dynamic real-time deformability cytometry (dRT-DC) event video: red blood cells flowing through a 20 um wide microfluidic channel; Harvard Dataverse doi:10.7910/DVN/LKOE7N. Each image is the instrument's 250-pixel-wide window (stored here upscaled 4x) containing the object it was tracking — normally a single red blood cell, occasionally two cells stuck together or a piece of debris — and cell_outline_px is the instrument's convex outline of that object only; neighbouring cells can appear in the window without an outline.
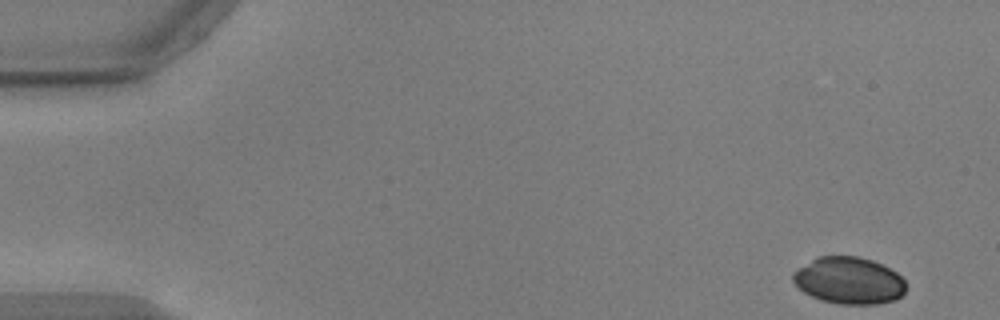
{"species": "common noctule bat (a hibernating species)", "species_latin": "Nyctalus noctula", "temperature_condition": "warm", "stored_images_in_passage": 52, "camera_frame_rate_fps": 3000, "um_per_image_px": 0.085, "animal": {"sex": "male", "body_mass_g": 17.9, "forearm_length_mm": 54.2}, "frame": {"image": 1, "passage_image": 1, "time_ms": 0.0, "image_size_px": [1000, 320], "cell_outline_px": [[908, 288], [896, 300], [876, 304], [840, 304], [820, 300], [804, 292], [792, 280], [792, 272], [796, 268], [816, 256], [860, 256], [872, 260], [896, 272], [904, 280]], "centroid_in_image_um": [72.15, 23.84], "position_along_channel_um": 12.9, "area_um2": 31.15}}
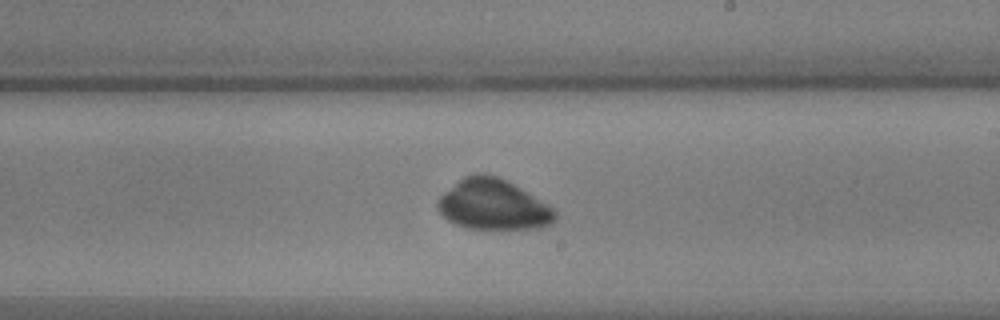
{"frame": {"image": 2, "passage_image": 30, "time_ms": 9.667, "image_size_px": [1000, 320], "cell_outline_px": [[556, 220], [552, 224], [540, 228], [464, 228], [448, 220], [436, 208], [436, 200], [444, 192], [464, 176], [476, 172], [484, 172], [496, 176], [520, 188], [548, 204], [556, 212]], "centroid_in_image_um": [41.9, 17.39], "position_along_channel_um": 247.1, "area_um2": 34.39}}
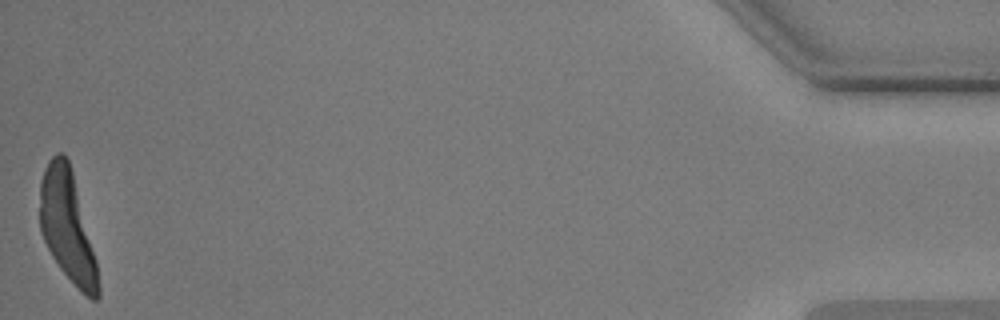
{"frame": {"image": 3, "passage_image": 52, "time_ms": 17.0, "image_size_px": [1000, 320], "cell_outline_px": [[100, 296], [96, 300], [92, 300], [60, 268], [52, 256], [40, 232], [40, 180], [44, 168], [48, 160], [56, 152], [64, 152], [68, 160], [72, 172], [96, 260], [100, 288]], "centroid_in_image_um": [5.7, 19.19], "position_along_channel_um": 429.5, "area_um2": 36.99}}